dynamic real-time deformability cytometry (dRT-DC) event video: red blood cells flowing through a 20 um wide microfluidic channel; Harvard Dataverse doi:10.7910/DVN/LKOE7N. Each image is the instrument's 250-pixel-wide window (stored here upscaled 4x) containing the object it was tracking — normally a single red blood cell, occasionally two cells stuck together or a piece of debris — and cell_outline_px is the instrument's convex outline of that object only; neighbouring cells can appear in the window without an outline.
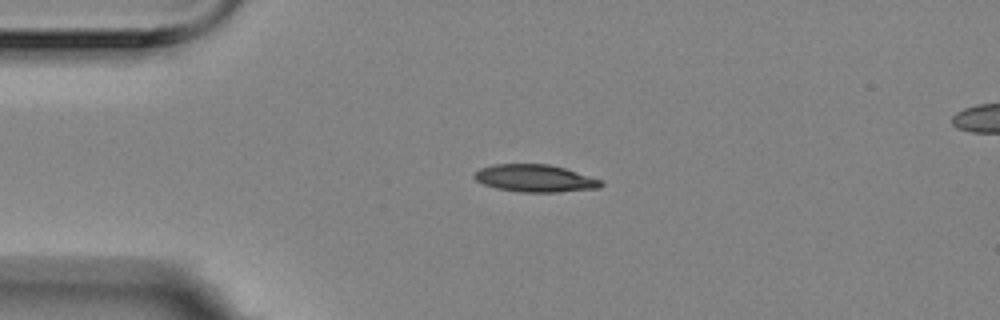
{"species": "Egyptian fruit bat (a non-hibernating species)", "species_latin": "Rousettus aegyptiacus", "temperature_condition": "room temperature", "stored_images_in_passage": 5, "camera_frame_rate_fps": 3000, "um_per_image_px": 0.085, "animal": {"sex": "female"}, "frame": {"image": 1, "passage_image": 3, "time_ms": 0.667, "image_size_px": [1000, 320], "cell_outline_px": [[604, 184], [600, 188], [556, 192], [520, 192], [496, 188], [484, 184], [476, 180], [472, 176], [480, 168], [492, 164], [548, 164], [564, 168], [604, 180]], "centroid_in_image_um": [45.5, 15.15], "position_along_channel_um": 39.5, "area_um2": 20.29}}
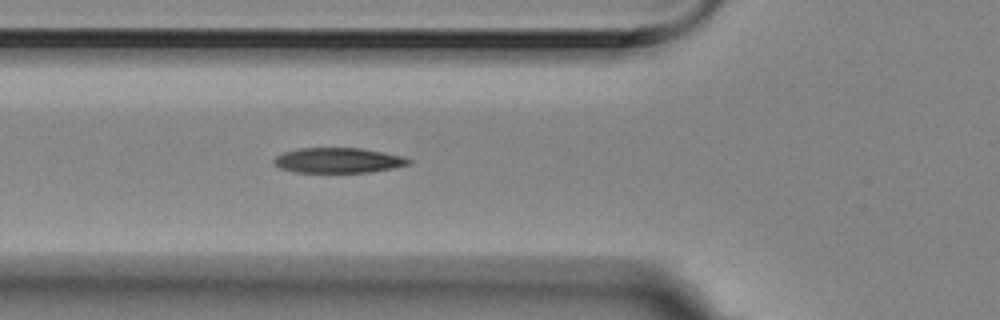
{"frame": {"image": 2, "passage_image": 5, "time_ms": 1.333, "image_size_px": [1000, 320], "cell_outline_px": [[412, 164], [392, 168], [368, 172], [296, 172], [280, 168], [272, 160], [276, 156], [284, 152], [300, 148], [360, 148], [400, 156], [412, 160]], "centroid_in_image_um": [28.73, 13.63], "position_along_channel_um": 97.1, "area_um2": 19.48}}